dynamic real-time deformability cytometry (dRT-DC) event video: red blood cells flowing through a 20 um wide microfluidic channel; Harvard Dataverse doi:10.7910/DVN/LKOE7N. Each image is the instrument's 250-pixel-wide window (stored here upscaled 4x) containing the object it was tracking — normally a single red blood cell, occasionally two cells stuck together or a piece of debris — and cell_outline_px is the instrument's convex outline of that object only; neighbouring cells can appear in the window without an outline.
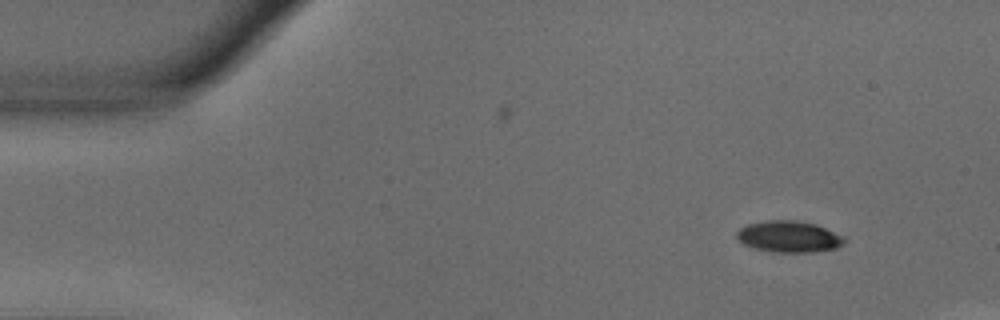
{"species": "common noctule bat (a hibernating species)", "species_latin": "Nyctalus noctula", "temperature_condition": "warm", "stored_images_in_passage": 45, "camera_frame_rate_fps": 3000, "um_per_image_px": 0.085, "animal": {"sex": "male", "body_mass_g": 18.8}, "frame": {"image": 1, "passage_image": 1, "time_ms": 0.0, "image_size_px": [1000, 320], "cell_outline_px": [[848, 240], [844, 244], [836, 248], [812, 252], [772, 252], [752, 248], [744, 244], [736, 236], [736, 232], [740, 228], [748, 224], [768, 220], [796, 220], [816, 224], [844, 236]], "centroid_in_image_um": [67.08, 20.11], "position_along_channel_um": 17.9, "area_um2": 19.83}}
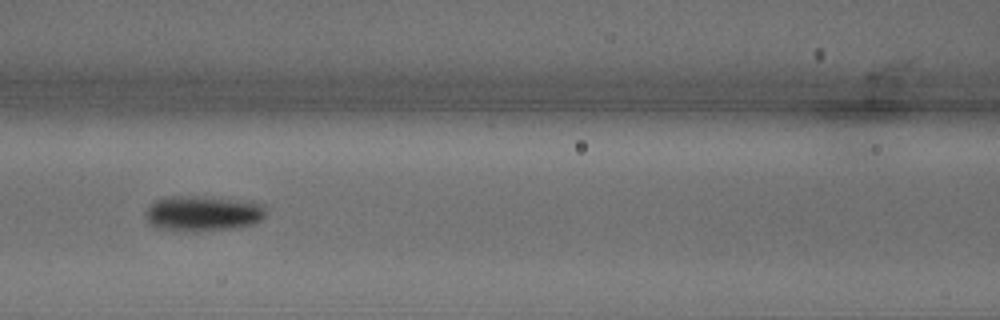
{"frame": {"image": 2, "passage_image": 19, "time_ms": 6.0, "image_size_px": [1000, 320], "cell_outline_px": [[268, 212], [260, 220], [252, 224], [232, 228], [196, 232], [192, 232], [156, 228], [148, 224], [148, 204], [156, 200], [172, 196], [196, 196], [240, 200], [264, 204]], "centroid_in_image_um": [17.25, 18.15], "position_along_channel_um": 149.3, "area_um2": 24.85}}
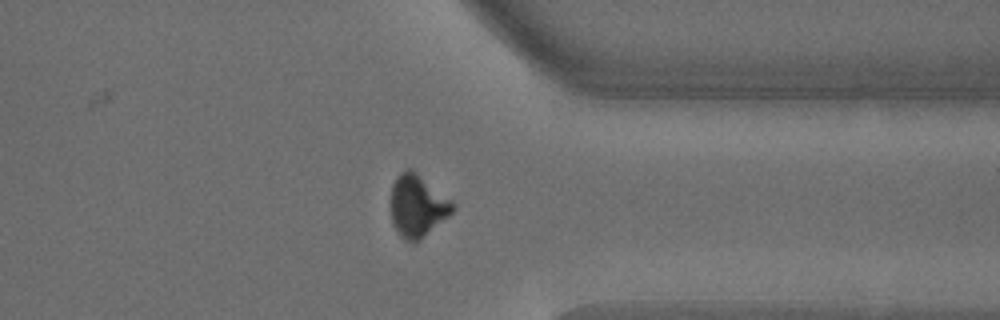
{"frame": {"image": 3, "passage_image": 38, "time_ms": 12.333, "image_size_px": [1000, 320], "cell_outline_px": [[456, 208], [448, 216], [420, 240], [412, 244], [404, 240], [400, 236], [392, 224], [388, 208], [388, 200], [392, 184], [396, 176], [400, 172], [408, 168], [412, 168], [452, 200], [456, 204]], "centroid_in_image_um": [35.42, 17.49], "position_along_channel_um": 376.0, "area_um2": 23.29}, "authors_computed_cell_mechanics": {"area_um2": 22.3686, "velocity_mm_per_s": 3.6683, "shape_relaxation_time_tau1_ms": 5.5417, "shape_relaxation_time_tau2_ms": null, "deformation_change_tau1": 0.2288, "deformation_change_tau2": null}}